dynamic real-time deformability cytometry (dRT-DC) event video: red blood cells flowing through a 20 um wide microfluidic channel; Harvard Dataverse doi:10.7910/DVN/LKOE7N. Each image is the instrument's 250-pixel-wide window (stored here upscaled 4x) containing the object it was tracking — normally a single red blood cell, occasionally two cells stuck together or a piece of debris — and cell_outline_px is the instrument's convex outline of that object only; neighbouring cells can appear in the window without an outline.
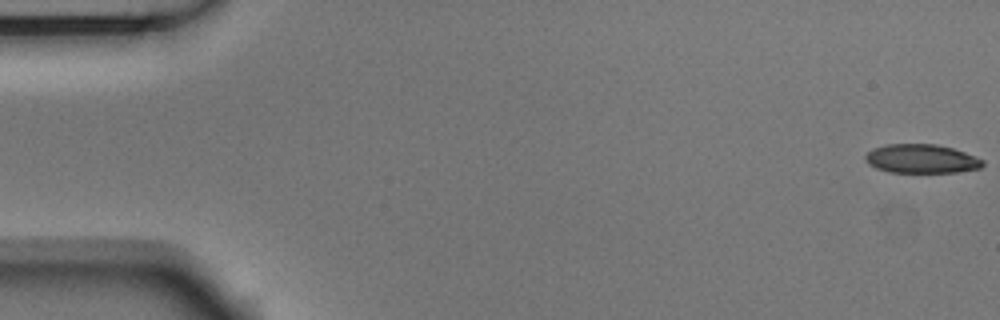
{"species": "Egyptian fruit bat (a non-hibernating species)", "species_latin": "Rousettus aegyptiacus", "temperature_condition": "room temperature", "stored_images_in_passage": 54, "camera_frame_rate_fps": 3000, "um_per_image_px": 0.085, "animal": {"sex": "male"}, "frame": {"image": 1, "passage_image": 1, "time_ms": 0.0, "image_size_px": [1000, 320], "cell_outline_px": [[984, 164], [980, 168], [956, 172], [888, 172], [876, 168], [868, 164], [864, 160], [864, 156], [872, 148], [884, 144], [936, 144], [952, 148], [976, 156], [984, 160]], "centroid_in_image_um": [78.29, 13.49], "position_along_channel_um": 6.7, "area_um2": 19.88}}
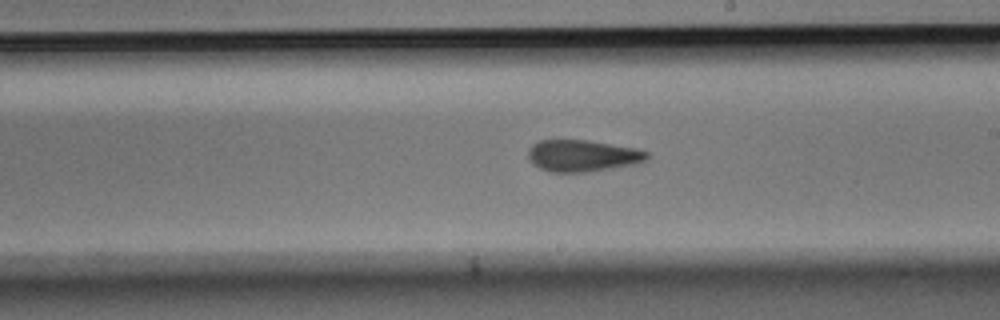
{"frame": {"image": 2, "passage_image": 31, "time_ms": 10.0, "image_size_px": [1000, 320], "cell_outline_px": [[648, 160], [636, 164], [588, 172], [552, 172], [540, 168], [532, 164], [528, 156], [528, 148], [532, 144], [540, 140], [588, 140], [636, 148], [648, 152]], "centroid_in_image_um": [49.51, 13.24], "position_along_channel_um": 239.5, "area_um2": 22.08}}
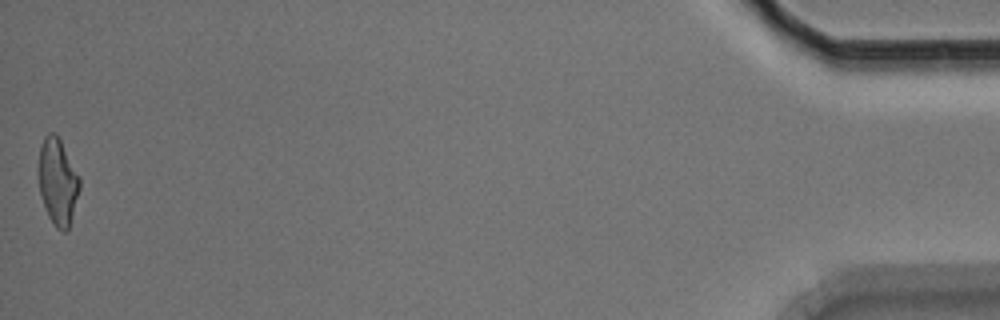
{"frame": {"image": 3, "passage_image": 54, "time_ms": 17.667, "image_size_px": [1000, 320], "cell_outline_px": [[80, 188], [68, 232], [64, 232], [56, 228], [48, 216], [40, 192], [36, 172], [40, 148], [44, 136], [48, 132], [56, 132], [80, 176]], "centroid_in_image_um": [4.89, 15.42], "position_along_channel_um": 430.3, "area_um2": 21.15}, "authors_computed_cell_mechanics": {"area_um2": 21.5883, "velocity_mm_per_s": 3.7488, "shape_relaxation_time_tau1_ms": 7.2219, "shape_relaxation_time_tau2_ms": 2.8435, "deformation_change_tau1": 0.1717, "deformation_change_tau2": 0.1191}}